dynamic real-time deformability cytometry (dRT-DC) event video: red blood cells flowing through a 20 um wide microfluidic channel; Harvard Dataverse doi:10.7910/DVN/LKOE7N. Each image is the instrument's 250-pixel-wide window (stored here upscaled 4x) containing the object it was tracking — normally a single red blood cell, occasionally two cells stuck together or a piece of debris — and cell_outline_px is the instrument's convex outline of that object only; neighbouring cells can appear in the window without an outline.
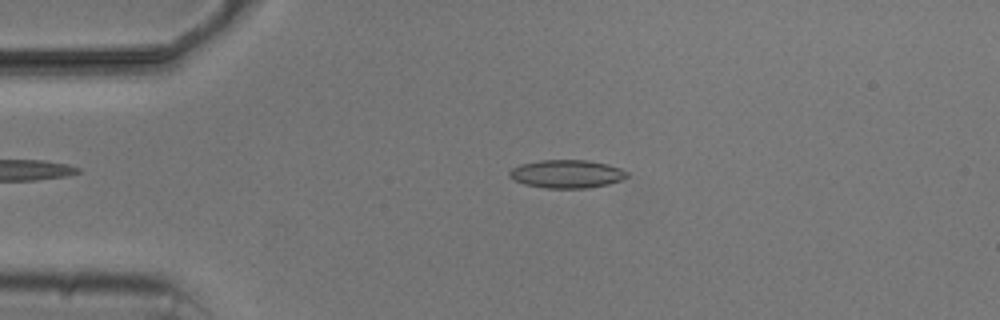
{"species": "common noctule bat (a hibernating species)", "species_latin": "Nyctalus noctula", "temperature_condition": "cold", "stored_images_in_passage": 6, "camera_frame_rate_fps": 3000, "um_per_image_px": 0.085, "animal": {"sex": "male", "body_mass_g": 20.5, "forearm_length_mm": 52.5}, "frame": {"image": 1, "passage_image": 4, "time_ms": 3.667, "image_size_px": [1000, 320], "cell_outline_px": [[628, 176], [620, 180], [608, 184], [588, 188], [544, 188], [524, 184], [512, 180], [508, 176], [508, 172], [512, 168], [520, 164], [540, 160], [588, 160], [608, 164], [620, 168], [628, 172]], "centroid_in_image_um": [48.14, 14.78], "position_along_channel_um": 36.9, "area_um2": 19.48}}
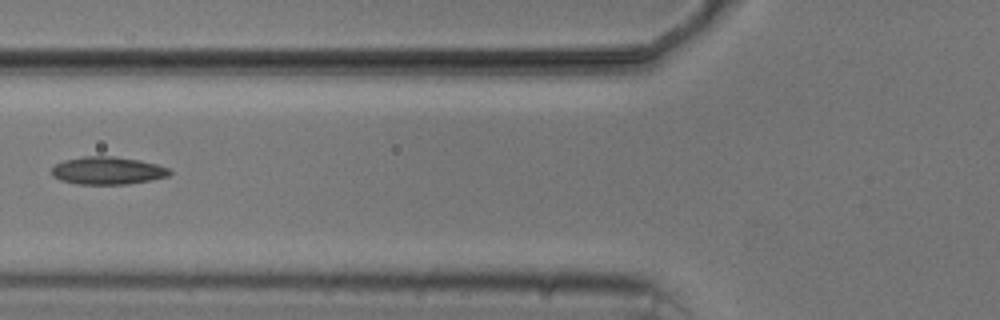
{"frame": {"image": 2, "passage_image": 6, "time_ms": 6.667, "image_size_px": [1000, 320], "cell_outline_px": [[172, 172], [168, 176], [152, 180], [128, 184], [76, 184], [60, 180], [52, 176], [52, 168], [56, 164], [64, 160], [84, 156], [116, 156], [140, 160], [156, 164], [168, 168]], "centroid_in_image_um": [9.15, 14.5], "position_along_channel_um": 116.7, "area_um2": 19.13}}